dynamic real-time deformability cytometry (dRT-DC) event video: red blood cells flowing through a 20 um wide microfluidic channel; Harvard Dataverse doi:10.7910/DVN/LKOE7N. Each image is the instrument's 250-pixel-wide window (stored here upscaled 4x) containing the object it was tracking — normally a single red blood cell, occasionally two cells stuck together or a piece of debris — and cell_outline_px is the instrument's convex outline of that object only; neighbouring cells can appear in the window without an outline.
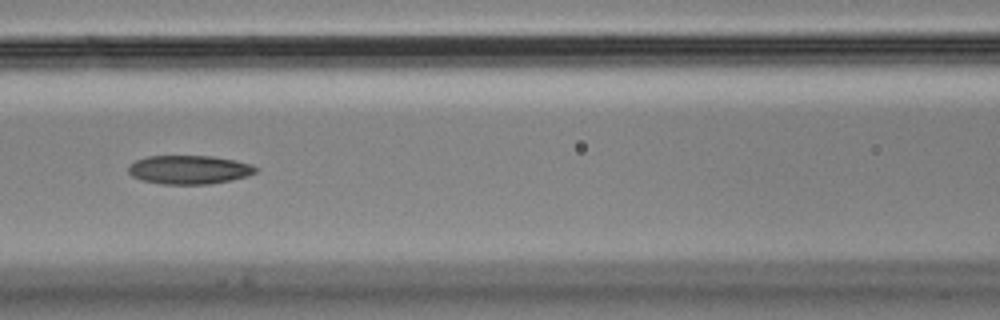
{"species": "Egyptian fruit bat (a non-hibernating species)", "species_latin": "Rousettus aegyptiacus", "temperature_condition": "cold", "stored_images_in_passage": 8, "camera_frame_rate_fps": 3000, "um_per_image_px": 0.085, "animal": {"sex": "male"}, "frame": {"image": 1, "passage_image": 7, "time_ms": 2.0, "image_size_px": [1000, 320], "cell_outline_px": [[260, 168], [256, 172], [248, 176], [232, 180], [208, 184], [164, 184], [140, 180], [132, 176], [128, 172], [128, 164], [136, 160], [148, 156], [212, 156], [236, 160], [252, 164]], "centroid_in_image_um": [16.1, 14.42], "position_along_channel_um": 150.5, "area_um2": 21.56}}
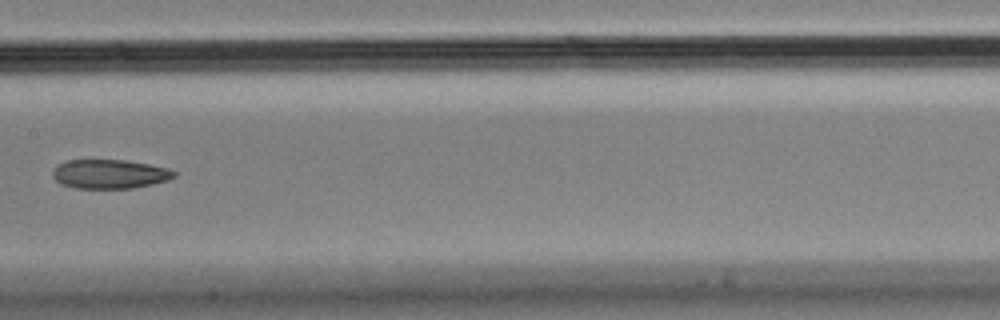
{"frame": {"image": 2, "passage_image": 8, "time_ms": 2.333, "image_size_px": [1000, 320], "cell_outline_px": [[176, 176], [168, 180], [152, 184], [132, 188], [76, 188], [60, 184], [52, 176], [52, 168], [64, 160], [128, 160], [168, 168], [176, 172]], "centroid_in_image_um": [9.29, 14.78], "position_along_channel_um": 198.1, "area_um2": 20.75}}